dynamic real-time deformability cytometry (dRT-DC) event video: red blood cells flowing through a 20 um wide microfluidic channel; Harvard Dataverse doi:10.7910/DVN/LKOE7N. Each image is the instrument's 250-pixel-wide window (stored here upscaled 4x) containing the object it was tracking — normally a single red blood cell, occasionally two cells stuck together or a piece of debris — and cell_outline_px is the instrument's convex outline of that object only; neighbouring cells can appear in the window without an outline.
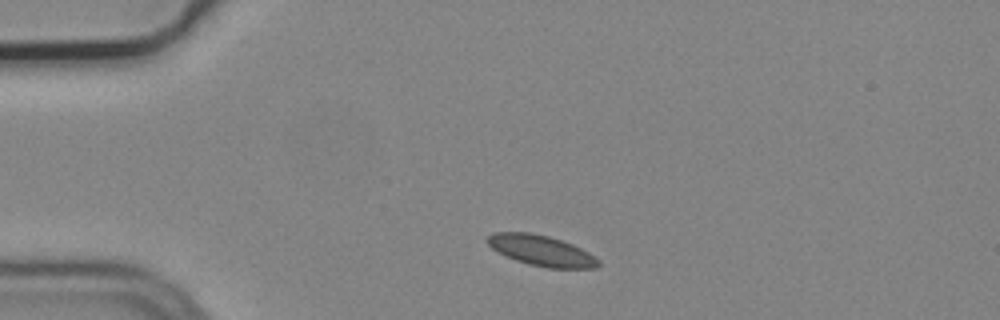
{"species": "common noctule bat (a hibernating species)", "species_latin": "Nyctalus noctula", "temperature_condition": "cold", "stored_images_in_passage": 2, "camera_frame_rate_fps": 3000, "um_per_image_px": 0.085, "animal": {"sex": "male", "body_mass_g": 19.2, "forearm_length_mm": 51.8}, "frame": {"image": 1, "passage_image": 1, "time_ms": 0.0, "image_size_px": [1000, 320], "cell_outline_px": [[600, 264], [596, 268], [548, 268], [528, 264], [516, 260], [492, 248], [484, 240], [488, 236], [496, 232], [528, 232], [548, 236], [572, 244], [588, 252], [600, 260]], "centroid_in_image_um": [46.02, 21.3], "position_along_channel_um": 39.0, "area_um2": 19.59}}